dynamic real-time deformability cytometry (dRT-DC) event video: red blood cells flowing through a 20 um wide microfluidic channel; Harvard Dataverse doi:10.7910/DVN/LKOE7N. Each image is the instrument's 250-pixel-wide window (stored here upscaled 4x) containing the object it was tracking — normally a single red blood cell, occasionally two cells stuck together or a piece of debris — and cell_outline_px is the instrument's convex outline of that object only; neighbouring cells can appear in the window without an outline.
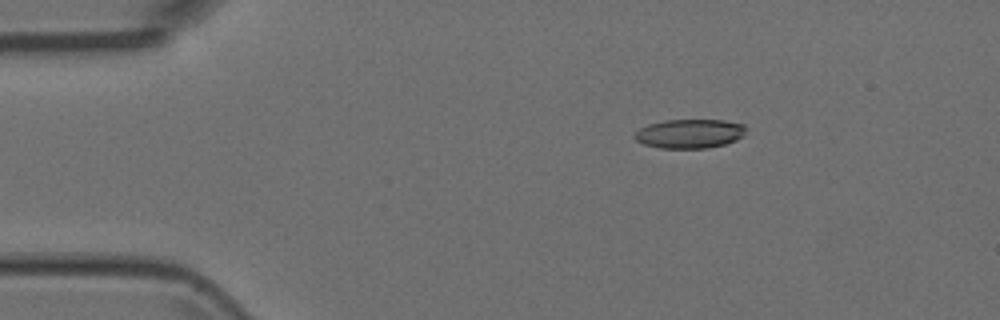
{"species": "Egyptian fruit bat (a non-hibernating species)", "species_latin": "Rousettus aegyptiacus", "temperature_condition": "room temperature", "stored_images_in_passage": 4, "camera_frame_rate_fps": 3000, "um_per_image_px": 0.085, "animal": {"sex": "female"}, "frame": {"image": 1, "passage_image": 2, "time_ms": 0.333, "image_size_px": [1000, 320], "cell_outline_px": [[744, 136], [736, 140], [724, 144], [708, 148], [660, 148], [644, 144], [636, 140], [632, 136], [640, 128], [648, 124], [664, 120], [724, 120], [744, 124]], "centroid_in_image_um": [58.6, 11.36], "position_along_channel_um": 26.4, "area_um2": 18.9}}
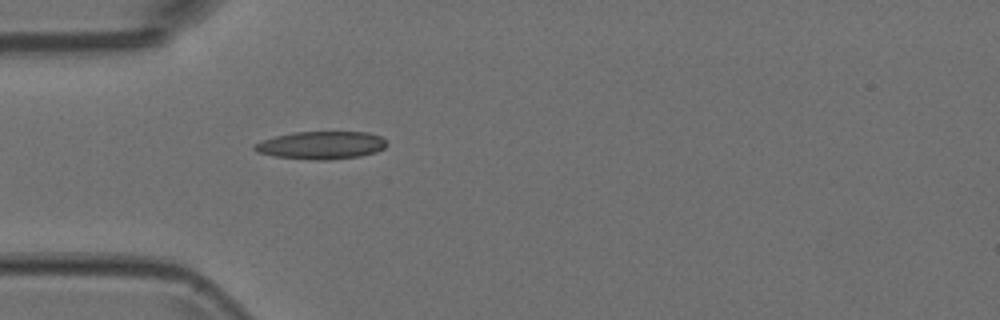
{"frame": {"image": 2, "passage_image": 4, "time_ms": 1.0, "image_size_px": [1000, 320], "cell_outline_px": [[388, 144], [384, 148], [376, 152], [360, 156], [328, 160], [312, 160], [276, 156], [256, 152], [252, 148], [252, 144], [276, 136], [296, 132], [368, 132], [380, 136], [388, 140]], "centroid_in_image_um": [27.33, 12.34], "position_along_channel_um": 57.7, "area_um2": 21.5}}